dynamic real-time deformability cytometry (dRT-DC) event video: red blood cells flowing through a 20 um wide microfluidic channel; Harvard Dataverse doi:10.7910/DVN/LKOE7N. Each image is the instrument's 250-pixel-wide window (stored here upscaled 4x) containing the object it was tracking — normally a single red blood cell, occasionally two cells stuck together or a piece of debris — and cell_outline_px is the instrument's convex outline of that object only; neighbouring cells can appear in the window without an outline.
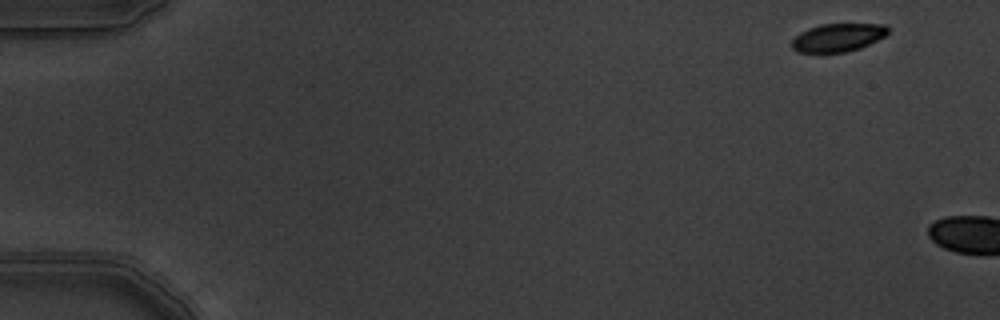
{"species": "common noctule bat (a hibernating species)", "species_latin": "Nyctalus noctula", "temperature_condition": "warm", "stored_images_in_passage": 2, "camera_frame_rate_fps": 3000, "um_per_image_px": 0.085, "animal": {"sex": "male", "body_mass_g": 19.5, "forearm_length_mm": 54.6}, "frame": {"image": 1, "passage_image": 1, "time_ms": 0.0, "image_size_px": [1000, 320], "cell_outline_px": [[888, 32], [884, 36], [860, 48], [844, 52], [796, 52], [792, 48], [792, 40], [800, 32], [808, 28], [820, 24], [884, 24], [888, 28]], "centroid_in_image_um": [71.19, 3.18], "position_along_channel_um": 13.8, "area_um2": 15.61}}